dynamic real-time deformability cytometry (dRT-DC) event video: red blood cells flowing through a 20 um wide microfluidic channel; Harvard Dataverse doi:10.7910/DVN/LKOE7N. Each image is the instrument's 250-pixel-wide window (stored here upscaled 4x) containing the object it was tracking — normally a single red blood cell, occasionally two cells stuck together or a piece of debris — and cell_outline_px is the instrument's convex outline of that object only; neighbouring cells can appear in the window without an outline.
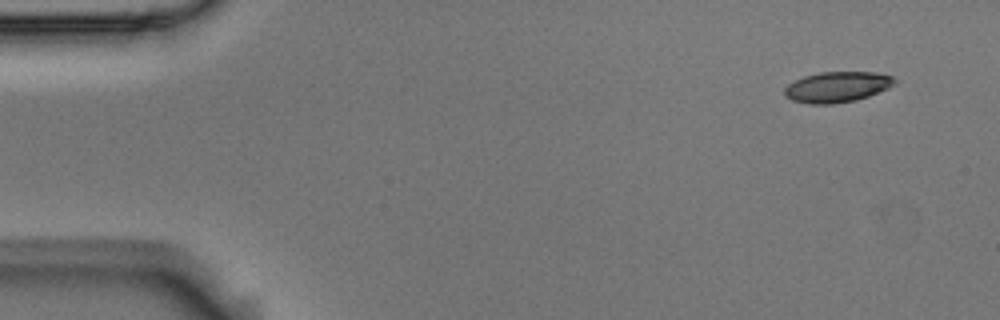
{"species": "Egyptian fruit bat (a non-hibernating species)", "species_latin": "Rousettus aegyptiacus", "temperature_condition": "room temperature", "stored_images_in_passage": 10, "camera_frame_rate_fps": 3000, "um_per_image_px": 0.085, "animal": {"sex": "male"}, "frame": {"image": 1, "passage_image": 1, "time_ms": 0.0, "image_size_px": [1000, 320], "cell_outline_px": [[896, 84], [888, 88], [868, 96], [856, 100], [832, 104], [808, 104], [792, 100], [784, 96], [784, 88], [788, 84], [804, 76], [820, 72], [876, 72], [892, 76], [896, 80]], "centroid_in_image_um": [71.15, 7.39], "position_along_channel_um": 13.8, "area_um2": 19.71}}
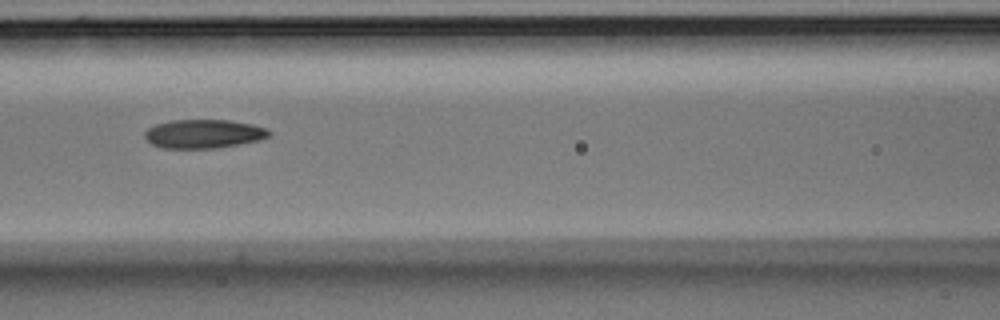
{"frame": {"image": 2, "passage_image": 6, "time_ms": 1.667, "image_size_px": [1000, 320], "cell_outline_px": [[272, 132], [268, 136], [260, 140], [240, 144], [212, 148], [164, 148], [152, 144], [144, 136], [144, 132], [148, 128], [156, 124], [172, 120], [228, 120], [252, 124], [264, 128]], "centroid_in_image_um": [17.3, 11.37], "position_along_channel_um": 149.3, "area_um2": 20.69}}
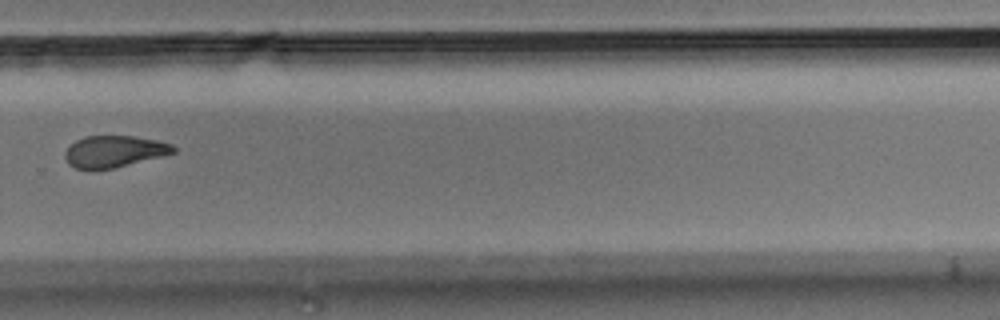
{"frame": {"image": 3, "passage_image": 10, "time_ms": 3.0, "image_size_px": [1000, 320], "cell_outline_px": [[176, 152], [164, 156], [112, 168], [76, 168], [68, 164], [64, 156], [64, 152], [76, 140], [84, 136], [132, 136], [156, 140], [172, 144], [176, 148]], "centroid_in_image_um": [9.73, 12.86], "position_along_channel_um": 320.1, "area_um2": 19.77}}